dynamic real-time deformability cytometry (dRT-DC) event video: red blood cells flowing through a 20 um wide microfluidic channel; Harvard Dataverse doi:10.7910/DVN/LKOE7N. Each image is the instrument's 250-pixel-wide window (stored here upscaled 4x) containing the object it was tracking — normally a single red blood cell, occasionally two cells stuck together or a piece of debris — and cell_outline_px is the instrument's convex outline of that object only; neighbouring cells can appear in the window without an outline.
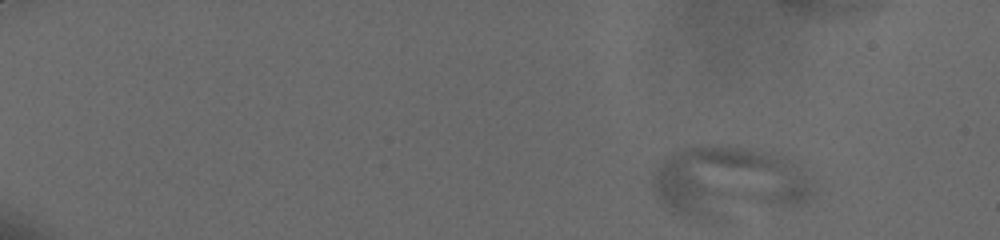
{"species": "human", "species_latin": "Homo sapiens", "temperature_condition": "cold", "stored_images_in_passage": 38, "camera_frame_rate_fps": 3000, "um_per_image_px": 0.085, "donor": {"sex": "male"}, "frame": {"image": 1, "passage_image": 1, "time_ms": 0.0, "image_size_px": [1000, 240], "cell_outline_px": [[816, 192], [812, 196], [796, 204], [724, 220], [712, 220], [684, 216], [672, 212], [656, 196], [652, 188], [652, 172], [672, 152], [684, 148], [704, 144], [720, 144], [744, 148], [804, 160]], "centroid_in_image_um": [61.99, 15.45], "position_along_channel_um": 23.0, "area_um2": 68.38}}